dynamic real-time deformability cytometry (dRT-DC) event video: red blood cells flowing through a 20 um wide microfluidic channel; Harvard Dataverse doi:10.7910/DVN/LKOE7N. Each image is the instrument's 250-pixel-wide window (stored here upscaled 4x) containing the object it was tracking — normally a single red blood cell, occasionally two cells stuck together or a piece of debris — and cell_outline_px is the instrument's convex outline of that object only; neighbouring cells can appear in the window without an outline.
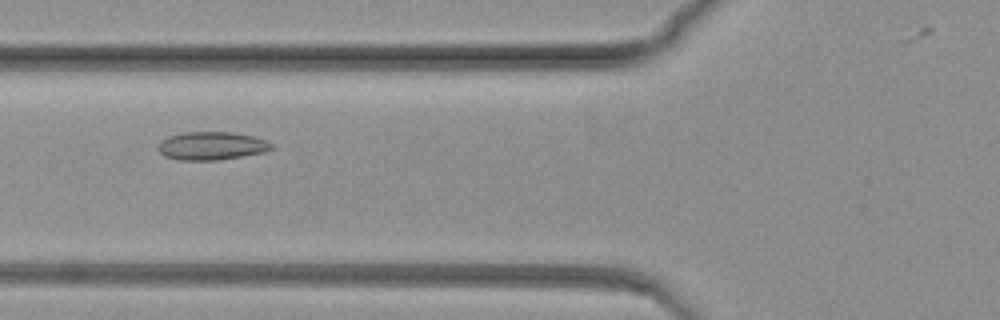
{"species": "common noctule bat (a hibernating species)", "species_latin": "Nyctalus noctula", "temperature_condition": "warm", "stored_images_in_passage": 81, "camera_frame_rate_fps": 3000, "um_per_image_px": 0.085, "animal": {"sex": "female", "body_mass_g": 19.3, "forearm_length_mm": 54.1}, "frame": {"image": 1, "passage_image": 33, "time_ms": 10.667, "image_size_px": [1000, 320], "cell_outline_px": [[272, 148], [264, 152], [216, 160], [180, 160], [164, 156], [160, 152], [160, 140], [168, 136], [184, 132], [232, 132], [252, 136], [264, 140], [272, 144]], "centroid_in_image_um": [17.96, 12.39], "position_along_channel_um": 107.8, "area_um2": 18.32}}
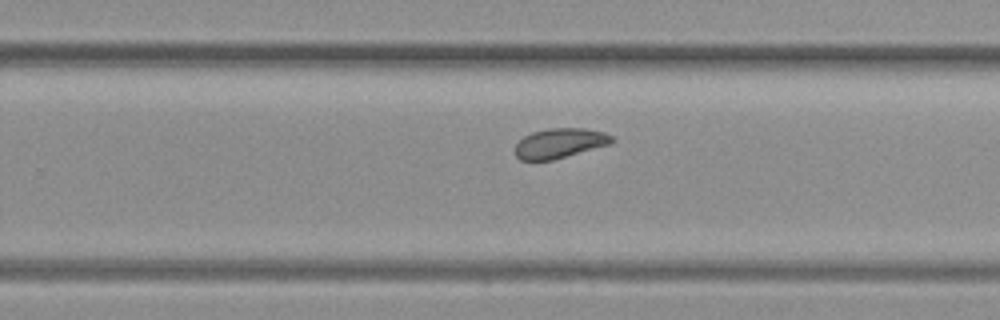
{"frame": {"image": 2, "passage_image": 54, "time_ms": 17.667, "image_size_px": [1000, 320], "cell_outline_px": [[616, 140], [612, 144], [552, 160], [520, 160], [516, 156], [516, 144], [524, 136], [532, 132], [548, 128], [584, 128], [604, 132], [612, 136]], "centroid_in_image_um": [47.62, 12.16], "position_along_channel_um": 282.2, "area_um2": 16.88}}
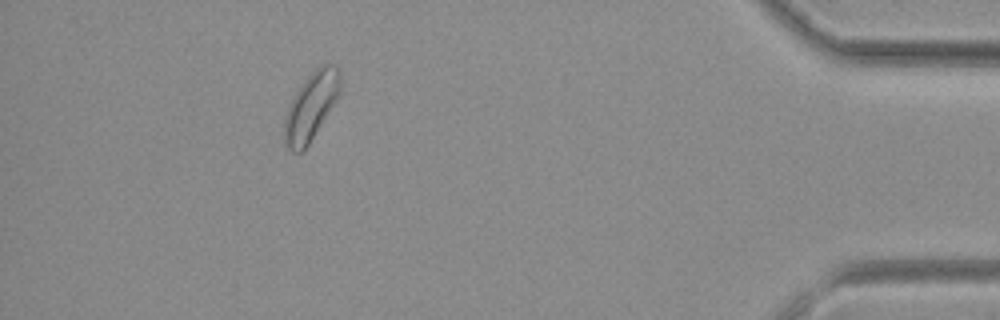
{"frame": {"image": 3, "passage_image": 76, "time_ms": 25.0, "image_size_px": [1000, 320], "cell_outline_px": [[340, 92], [336, 100], [308, 144], [300, 152], [292, 152], [284, 144], [284, 116], [292, 96], [300, 84], [320, 64], [332, 64], [340, 68]], "centroid_in_image_um": [26.41, 9.01], "position_along_channel_um": 408.8, "area_um2": 21.96}}